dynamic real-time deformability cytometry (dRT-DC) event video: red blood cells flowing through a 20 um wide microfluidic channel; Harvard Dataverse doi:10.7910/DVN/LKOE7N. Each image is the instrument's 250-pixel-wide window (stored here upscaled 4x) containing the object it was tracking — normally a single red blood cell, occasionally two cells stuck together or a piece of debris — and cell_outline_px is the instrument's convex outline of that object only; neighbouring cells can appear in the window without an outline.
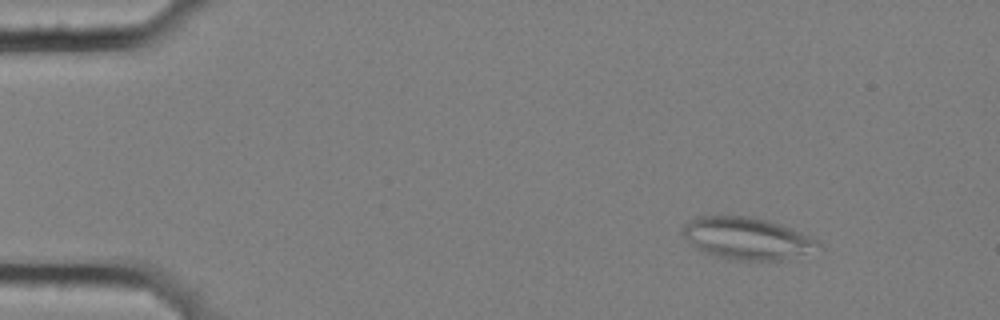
{"species": "common noctule bat (a hibernating species)", "species_latin": "Nyctalus noctula", "temperature_condition": "cold", "stored_images_in_passage": 51, "camera_frame_rate_fps": 3000, "um_per_image_px": 0.085, "animal": {"sex": "female", "body_mass_g": 25.1}, "frame": {"image": 1, "passage_image": 1, "time_ms": 0.0, "image_size_px": [1000, 320], "cell_outline_px": [[820, 244], [804, 252], [780, 260], [732, 260], [716, 256], [696, 248], [680, 232], [680, 228], [684, 224], [700, 216], [748, 216], [780, 224], [808, 236], [816, 240]], "centroid_in_image_um": [63.37, 20.25], "position_along_channel_um": 21.6, "area_um2": 32.19}}
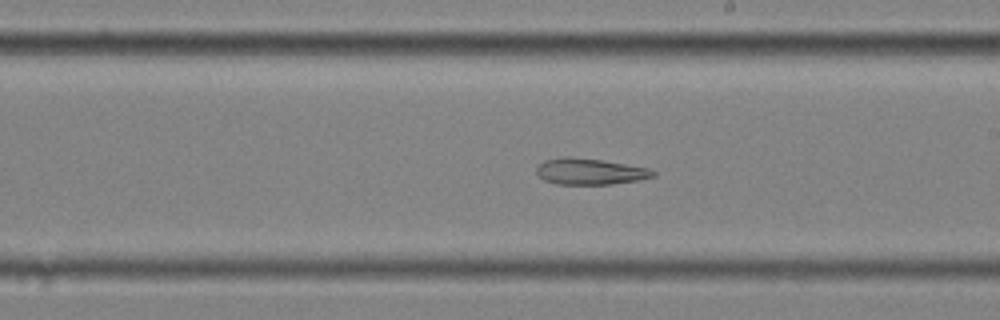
{"frame": {"image": 2, "passage_image": 27, "time_ms": 8.667, "image_size_px": [1000, 320], "cell_outline_px": [[656, 176], [640, 180], [612, 184], [556, 184], [544, 180], [536, 172], [536, 168], [544, 160], [568, 156], [600, 160], [648, 168], [656, 172]], "centroid_in_image_um": [50.15, 14.58], "position_along_channel_um": 238.8, "area_um2": 17.69}}
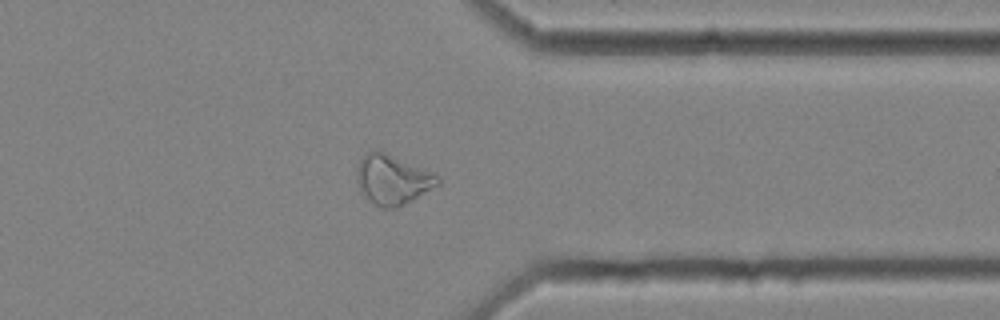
{"frame": {"image": 3, "passage_image": 39, "time_ms": 12.667, "image_size_px": [1000, 320], "cell_outline_px": [[440, 184], [396, 208], [380, 208], [360, 192], [356, 180], [356, 168], [360, 160], [372, 148], [376, 148], [436, 172], [440, 176]], "centroid_in_image_um": [33.37, 15.22], "position_along_channel_um": 378.0, "area_um2": 23.87}}